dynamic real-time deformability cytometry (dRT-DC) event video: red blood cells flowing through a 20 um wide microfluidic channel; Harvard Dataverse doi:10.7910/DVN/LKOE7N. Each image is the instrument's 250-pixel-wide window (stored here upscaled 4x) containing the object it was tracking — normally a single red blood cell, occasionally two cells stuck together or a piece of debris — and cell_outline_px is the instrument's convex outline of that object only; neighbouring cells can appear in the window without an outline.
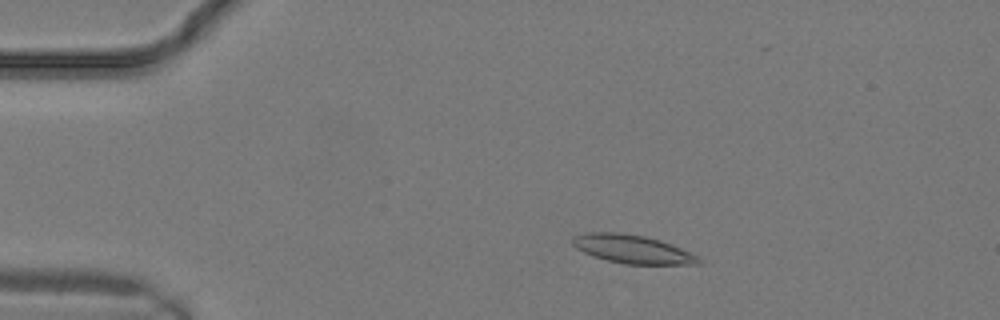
{"species": "common noctule bat (a hibernating species)", "species_latin": "Nyctalus noctula", "temperature_condition": "warm", "stored_images_in_passage": 7, "camera_frame_rate_fps": 3000, "um_per_image_px": 0.085, "animal": {"sex": "male", "body_mass_g": 19.2, "forearm_length_mm": 51.8}, "frame": {"image": 1, "passage_image": 4, "time_ms": 1.0, "image_size_px": [1000, 320], "cell_outline_px": [[704, 260], [700, 264], [624, 264], [592, 256], [576, 248], [572, 244], [572, 236], [588, 232], [616, 232], [644, 236], [660, 240], [680, 248]], "centroid_in_image_um": [53.72, 21.17], "position_along_channel_um": 31.3, "area_um2": 20.75}}